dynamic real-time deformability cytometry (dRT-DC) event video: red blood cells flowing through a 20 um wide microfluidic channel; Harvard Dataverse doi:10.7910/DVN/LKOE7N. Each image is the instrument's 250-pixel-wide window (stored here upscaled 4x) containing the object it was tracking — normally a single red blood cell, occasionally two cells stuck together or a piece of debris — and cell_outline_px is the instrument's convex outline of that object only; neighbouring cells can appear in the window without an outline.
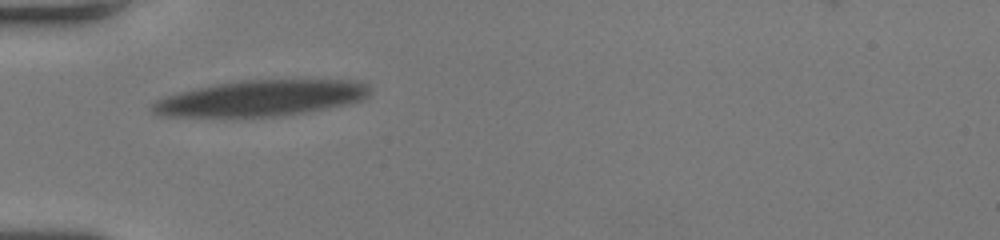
{"species": "human", "species_latin": "Homo sapiens", "temperature_condition": "room temperature", "stored_images_in_passage": 38, "camera_frame_rate_fps": 3000, "um_per_image_px": 0.085, "donor": {"sex": "female"}, "frame": {"image": 1, "passage_image": 1, "time_ms": 0.0, "image_size_px": [1000, 240], "cell_outline_px": [[368, 96], [360, 100], [348, 104], [308, 112], [280, 116], [160, 116], [152, 112], [152, 104], [156, 100], [164, 96], [180, 92], [240, 80], [356, 80], [368, 84]], "centroid_in_image_um": [22.22, 8.34], "position_along_channel_um": 62.8, "area_um2": 45.03}}
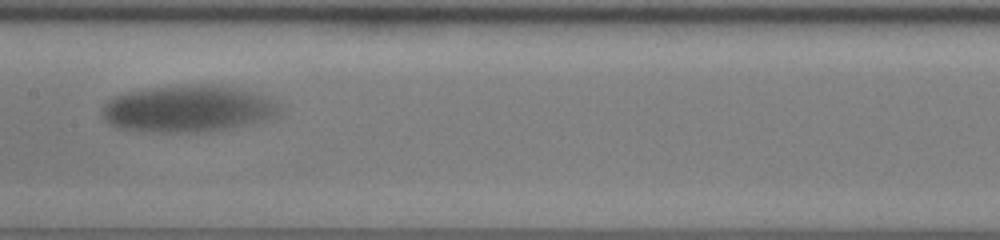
{"frame": {"image": 2, "passage_image": 13, "time_ms": 4.0, "image_size_px": [1000, 240], "cell_outline_px": [[280, 116], [264, 120], [228, 128], [204, 132], [152, 132], [120, 128], [104, 120], [100, 116], [104, 104], [112, 96], [124, 92], [156, 88], [192, 84], [212, 84], [252, 92], [264, 96], [280, 104]], "centroid_in_image_um": [15.96, 9.25], "position_along_channel_um": 191.4, "area_um2": 48.26}}
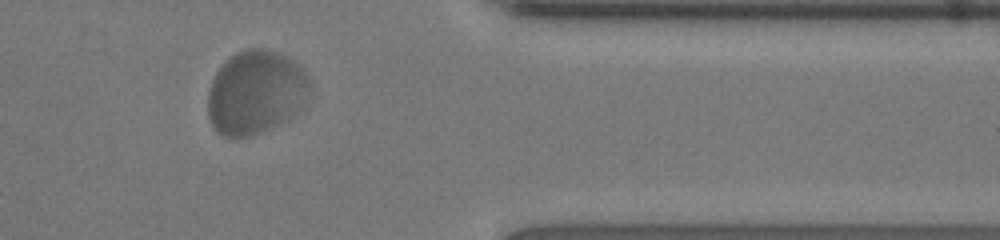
{"frame": {"image": 3, "passage_image": 31, "time_ms": 10.0, "image_size_px": [1000, 240], "cell_outline_px": [[308, 84], [304, 104], [288, 120], [252, 136], [224, 136], [216, 132], [208, 116], [208, 92], [212, 80], [216, 72], [236, 52], [248, 48], [264, 48], [280, 52], [288, 56], [304, 68], [308, 76]], "centroid_in_image_um": [21.73, 7.84], "position_along_channel_um": 389.7, "area_um2": 49.71}, "authors_computed_cell_mechanics": {"area_um2": 46.818, "velocity_mm_per_s": 3.4315, "shape_relaxation_time_tau1_ms": 5.1123, "shape_relaxation_time_tau2_ms": null, "deformation_change_tau1": 0.2493, "deformation_change_tau2": null}}